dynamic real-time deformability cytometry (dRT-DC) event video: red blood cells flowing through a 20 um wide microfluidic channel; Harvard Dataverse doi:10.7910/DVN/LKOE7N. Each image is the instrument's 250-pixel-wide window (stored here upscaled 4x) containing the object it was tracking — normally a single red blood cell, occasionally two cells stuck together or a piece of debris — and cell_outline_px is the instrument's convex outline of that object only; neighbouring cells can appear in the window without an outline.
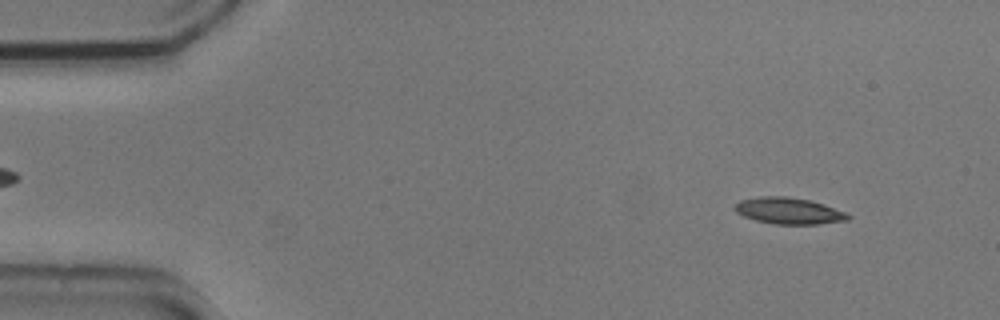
{"species": "common noctule bat (a hibernating species)", "species_latin": "Nyctalus noctula", "temperature_condition": "cold", "stored_images_in_passage": 54, "camera_frame_rate_fps": 3000, "um_per_image_px": 0.085, "animal": {"sex": "male", "body_mass_g": 20.5, "forearm_length_mm": 52.5}, "frame": {"image": 1, "passage_image": 5, "time_ms": 1.333, "image_size_px": [1000, 320], "cell_outline_px": [[852, 216], [848, 220], [816, 224], [776, 224], [756, 220], [744, 216], [736, 212], [732, 208], [740, 200], [760, 196], [788, 196], [808, 200], [844, 212]], "centroid_in_image_um": [66.99, 17.92], "position_along_channel_um": 18.0, "area_um2": 17.17}}
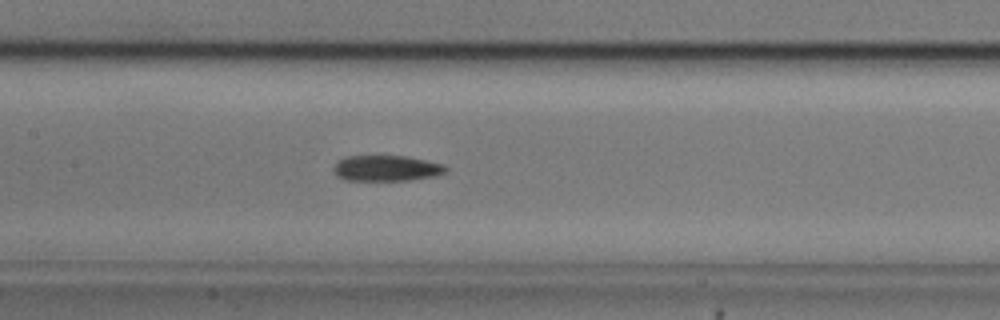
{"frame": {"image": 2, "passage_image": 25, "time_ms": 8.0, "image_size_px": [1000, 320], "cell_outline_px": [[448, 172], [436, 176], [408, 180], [344, 180], [336, 176], [332, 168], [336, 160], [344, 156], [408, 156], [444, 164], [448, 168]], "centroid_in_image_um": [32.83, 14.29], "position_along_channel_um": 174.6, "area_um2": 17.17}}
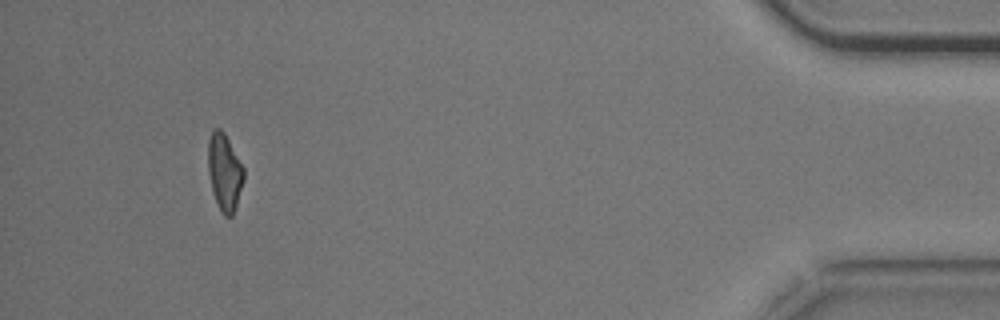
{"frame": {"image": 3, "passage_image": 50, "time_ms": 16.333, "image_size_px": [1000, 320], "cell_outline_px": [[244, 180], [232, 216], [224, 216], [220, 212], [212, 192], [208, 172], [208, 140], [212, 128], [220, 128], [224, 132], [244, 168]], "centroid_in_image_um": [19.06, 14.62], "position_along_channel_um": 416.1, "area_um2": 16.07}, "authors_computed_cell_mechanics": {"area_um2": 17.1666, "velocity_mm_per_s": 3.7221, "shape_relaxation_time_tau1_ms": 11.2689, "shape_relaxation_time_tau2_ms": 7.4772, "deformation_change_tau1": 0.247, "deformation_change_tau2": 0.1622}}